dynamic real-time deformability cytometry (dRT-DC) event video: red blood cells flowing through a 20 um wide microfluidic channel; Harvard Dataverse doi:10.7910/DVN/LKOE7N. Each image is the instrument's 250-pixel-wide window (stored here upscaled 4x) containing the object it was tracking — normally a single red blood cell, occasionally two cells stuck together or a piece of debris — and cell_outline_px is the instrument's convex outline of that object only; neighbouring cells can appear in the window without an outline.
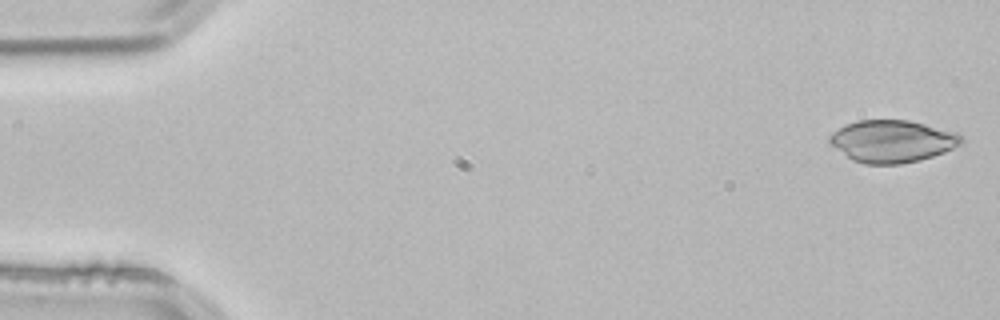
{"species": "common noctule bat (a hibernating species)", "species_latin": "Nyctalus noctula", "temperature_condition": "room temperature", "stored_images_in_passage": 52, "camera_frame_rate_fps": 3000, "um_per_image_px": 0.085, "animal": {"sex": "male", "body_mass_g": 21.5, "forearm_length_mm": 52.0}, "frame": {"image": 1, "passage_image": 1, "time_ms": 0.0, "image_size_px": [1000, 320], "cell_outline_px": [[964, 144], [944, 152], [920, 160], [900, 164], [864, 164], [852, 160], [828, 144], [828, 136], [832, 132], [856, 120], [908, 120], [956, 132], [964, 140]], "centroid_in_image_um": [75.82, 12.01], "position_along_channel_um": 9.2, "area_um2": 32.54}}